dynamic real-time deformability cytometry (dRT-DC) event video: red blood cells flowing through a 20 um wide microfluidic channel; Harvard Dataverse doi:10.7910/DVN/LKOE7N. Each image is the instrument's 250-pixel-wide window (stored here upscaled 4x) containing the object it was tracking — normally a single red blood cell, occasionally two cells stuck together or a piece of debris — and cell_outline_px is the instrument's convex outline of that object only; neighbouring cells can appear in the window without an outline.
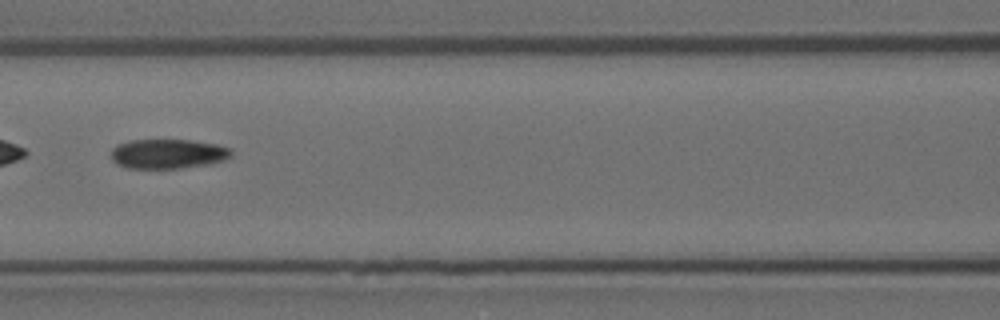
{"species": "Egyptian fruit bat (a non-hibernating species)", "species_latin": "Rousettus aegyptiacus", "temperature_condition": "room temperature", "stored_images_in_passage": 12, "camera_frame_rate_fps": 3000, "um_per_image_px": 0.085, "animal": {"sex": "female"}, "frame": {"image": 1, "passage_image": 4, "time_ms": 1.0, "image_size_px": [1000, 320], "cell_outline_px": [[232, 156], [224, 160], [208, 164], [180, 168], [128, 168], [116, 164], [112, 160], [112, 148], [116, 144], [132, 140], [188, 140], [216, 144], [232, 148]], "centroid_in_image_um": [14.27, 13.07], "position_along_channel_um": 152.3, "area_um2": 20.75}}
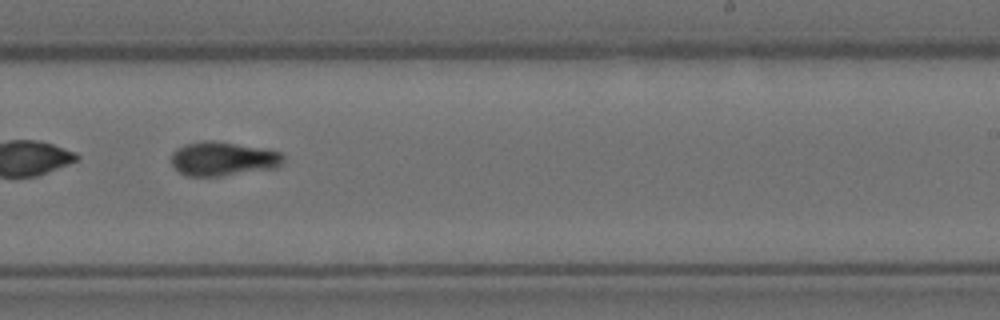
{"frame": {"image": 2, "passage_image": 7, "time_ms": 2.0, "image_size_px": [1000, 320], "cell_outline_px": [[284, 160], [276, 168], [220, 176], [188, 176], [180, 172], [172, 164], [172, 152], [176, 148], [184, 144], [204, 140], [212, 140], [264, 148], [280, 152], [284, 156]], "centroid_in_image_um": [18.95, 13.49], "position_along_channel_um": 270.0, "area_um2": 22.25}}
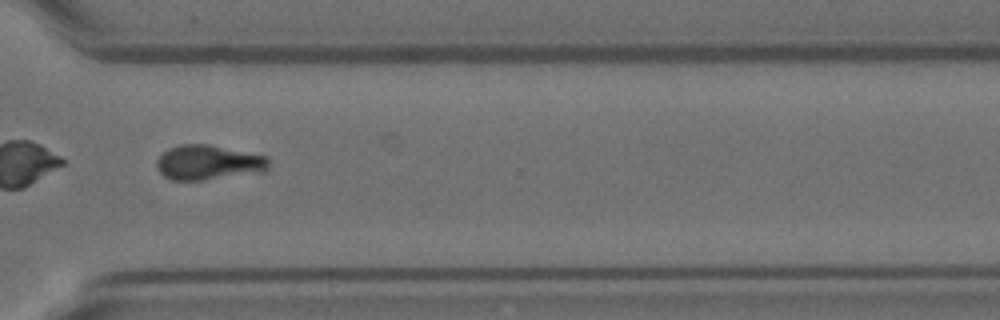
{"frame": {"image": 3, "passage_image": 9, "time_ms": 2.667, "image_size_px": [1000, 320], "cell_outline_px": [[268, 168], [264, 172], [200, 180], [172, 180], [164, 176], [156, 168], [156, 160], [168, 148], [180, 144], [208, 144], [268, 156]], "centroid_in_image_um": [17.7, 13.81], "position_along_channel_um": 352.9, "area_um2": 22.77}}